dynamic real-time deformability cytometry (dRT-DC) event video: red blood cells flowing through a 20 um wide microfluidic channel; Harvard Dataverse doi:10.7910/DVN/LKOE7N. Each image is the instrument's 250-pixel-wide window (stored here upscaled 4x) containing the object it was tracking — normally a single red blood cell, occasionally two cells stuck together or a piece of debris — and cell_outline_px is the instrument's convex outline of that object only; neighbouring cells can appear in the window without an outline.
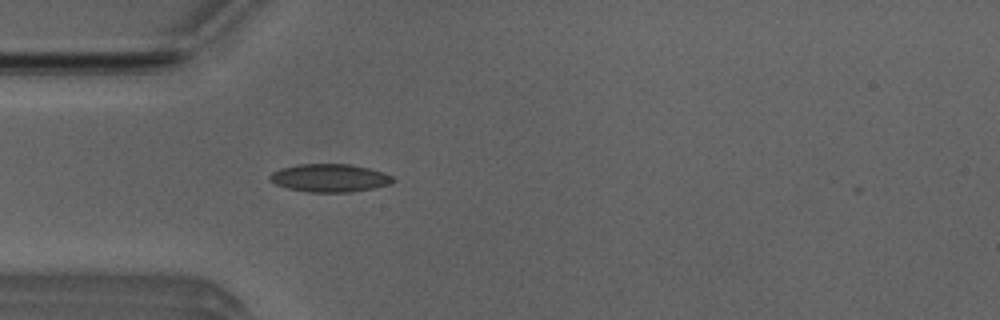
{"species": "Egyptian fruit bat (a non-hibernating species)", "species_latin": "Rousettus aegyptiacus", "temperature_condition": "room temperature", "stored_images_in_passage": 3, "camera_frame_rate_fps": 3000, "um_per_image_px": 0.085, "animal": {"sex": "male"}, "frame": {"image": 1, "passage_image": 3, "time_ms": 0.667, "image_size_px": [1000, 320], "cell_outline_px": [[396, 180], [388, 184], [372, 188], [352, 192], [308, 192], [288, 188], [276, 184], [268, 180], [268, 176], [272, 172], [280, 168], [296, 164], [352, 164], [368, 168], [392, 176]], "centroid_in_image_um": [27.97, 15.12], "position_along_channel_um": 57.0, "area_um2": 20.06}}